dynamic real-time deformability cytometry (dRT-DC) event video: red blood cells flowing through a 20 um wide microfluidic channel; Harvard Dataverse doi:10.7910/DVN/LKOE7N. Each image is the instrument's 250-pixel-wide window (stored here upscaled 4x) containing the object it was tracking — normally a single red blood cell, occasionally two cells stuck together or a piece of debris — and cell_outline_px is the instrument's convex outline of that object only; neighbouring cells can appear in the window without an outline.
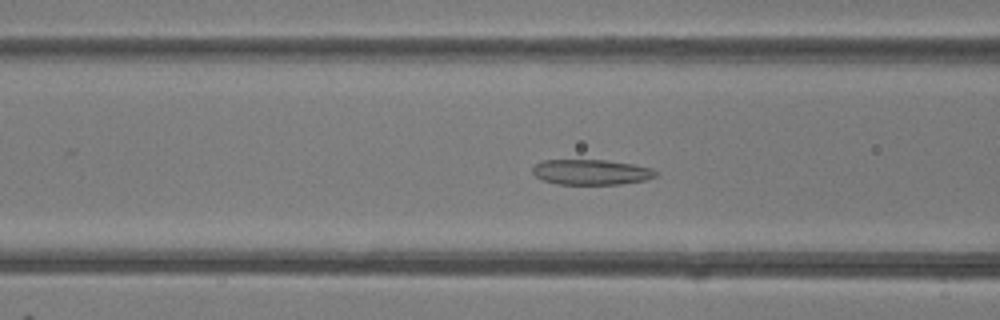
{"species": "common noctule bat (a hibernating species)", "species_latin": "Nyctalus noctula", "temperature_condition": "room temperature", "stored_images_in_passage": 41, "camera_frame_rate_fps": 3000, "um_per_image_px": 0.085, "animal": {"sex": "female"}, "frame": {"image": 1, "passage_image": 11, "time_ms": 3.333, "image_size_px": [1000, 320], "cell_outline_px": [[656, 176], [644, 180], [620, 184], [556, 184], [544, 180], [536, 176], [532, 172], [532, 168], [536, 164], [544, 160], [608, 160], [632, 164], [652, 168], [656, 172]], "centroid_in_image_um": [50.24, 14.62], "position_along_channel_um": 116.4, "area_um2": 18.03}}
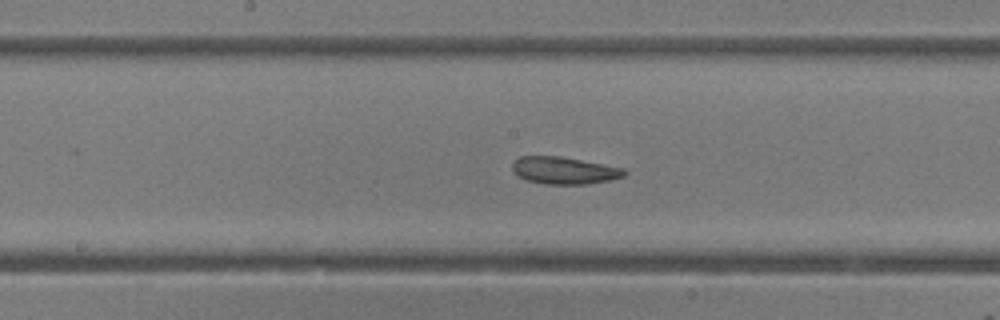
{"frame": {"image": 2, "passage_image": 17, "time_ms": 5.333, "image_size_px": [1000, 320], "cell_outline_px": [[628, 172], [624, 176], [608, 180], [584, 184], [544, 184], [524, 180], [516, 176], [512, 172], [512, 164], [520, 156], [560, 156], [624, 168]], "centroid_in_image_um": [47.9, 14.49], "position_along_channel_um": 200.3, "area_um2": 17.8}}
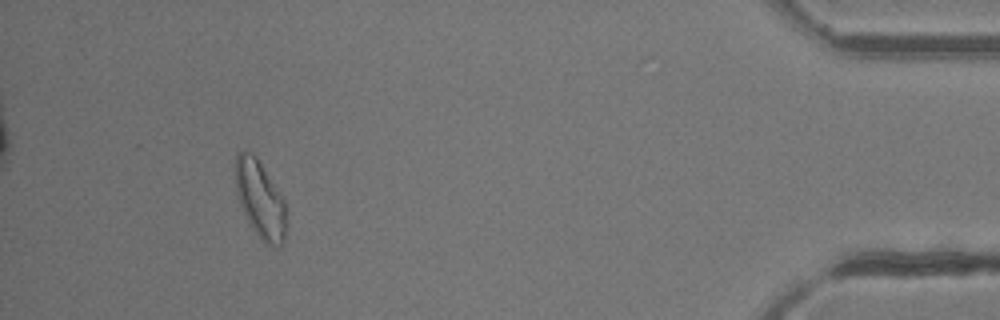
{"frame": {"image": 3, "passage_image": 37, "time_ms": 12.0, "image_size_px": [1000, 320], "cell_outline_px": [[288, 224], [284, 240], [276, 248], [272, 248], [252, 228], [240, 204], [236, 192], [236, 152], [248, 148], [256, 156], [284, 200]], "centroid_in_image_um": [22.13, 16.93], "position_along_channel_um": 413.1, "area_um2": 22.89}, "authors_computed_cell_mechanics": {"area_um2": 19.074, "velocity_mm_per_s": 4.1829, "shape_relaxation_time_tau1_ms": null, "shape_relaxation_time_tau2_ms": 3.2985, "deformation_change_tau1": null, "deformation_change_tau2": 0.1146}}